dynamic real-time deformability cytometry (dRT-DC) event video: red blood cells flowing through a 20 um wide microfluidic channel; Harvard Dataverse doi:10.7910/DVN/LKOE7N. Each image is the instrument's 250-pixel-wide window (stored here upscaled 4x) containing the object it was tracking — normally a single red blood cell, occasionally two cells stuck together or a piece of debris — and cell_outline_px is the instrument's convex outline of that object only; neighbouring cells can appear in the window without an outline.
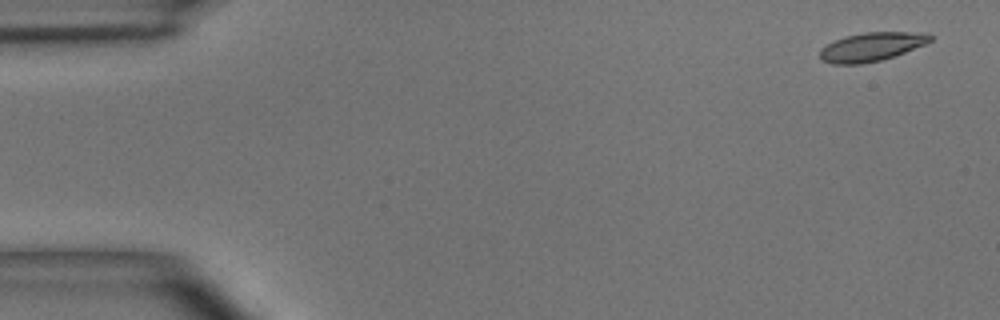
{"species": "common noctule bat (a hibernating species)", "species_latin": "Nyctalus noctula", "temperature_condition": "room temperature", "stored_images_in_passage": 6, "camera_frame_rate_fps": 3000, "um_per_image_px": 0.085, "animal": {"sex": "male", "body_mass_g": 15.6}, "frame": {"image": 1, "passage_image": 1, "time_ms": 0.0, "image_size_px": [1000, 320], "cell_outline_px": [[932, 40], [924, 44], [904, 52], [880, 60], [860, 64], [832, 64], [820, 60], [820, 48], [844, 36], [864, 32], [928, 32], [932, 36]], "centroid_in_image_um": [74.06, 3.97], "position_along_channel_um": 10.9, "area_um2": 18.38}}
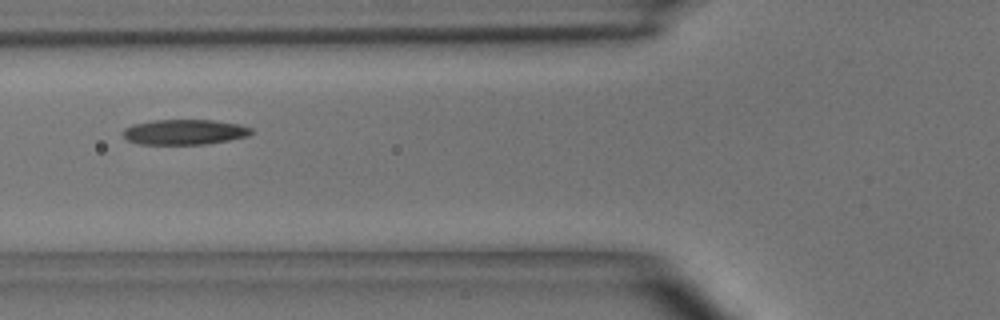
{"frame": {"image": 2, "passage_image": 6, "time_ms": 5.667, "image_size_px": [1000, 320], "cell_outline_px": [[256, 132], [248, 136], [208, 144], [140, 144], [128, 140], [120, 132], [124, 128], [132, 124], [152, 120], [212, 120], [240, 124], [252, 128]], "centroid_in_image_um": [15.69, 11.22], "position_along_channel_um": 110.1, "area_um2": 19.07}}